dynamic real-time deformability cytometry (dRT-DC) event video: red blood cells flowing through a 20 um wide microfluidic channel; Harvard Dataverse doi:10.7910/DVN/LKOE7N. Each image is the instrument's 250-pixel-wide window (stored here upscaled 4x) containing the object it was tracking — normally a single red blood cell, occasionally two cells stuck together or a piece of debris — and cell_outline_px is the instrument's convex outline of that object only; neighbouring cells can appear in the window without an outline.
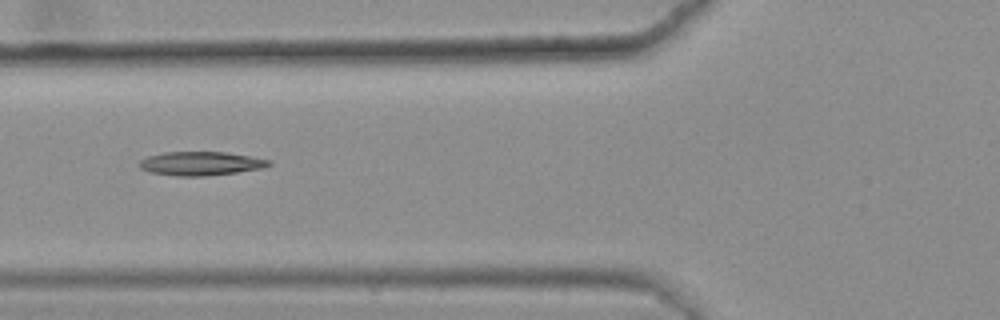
{"species": "common noctule bat (a hibernating species)", "species_latin": "Nyctalus noctula", "temperature_condition": "warm", "stored_images_in_passage": 50, "camera_frame_rate_fps": 3000, "um_per_image_px": 0.085, "animal": {"sex": "female", "body_mass_g": 25.1}, "frame": {"image": 1, "passage_image": 22, "time_ms": 7.0, "image_size_px": [1000, 320], "cell_outline_px": [[272, 164], [264, 168], [236, 172], [204, 176], [176, 176], [148, 172], [140, 168], [136, 164], [140, 160], [148, 156], [164, 152], [224, 152], [272, 160]], "centroid_in_image_um": [17.03, 13.9], "position_along_channel_um": 108.8, "area_um2": 18.03}}